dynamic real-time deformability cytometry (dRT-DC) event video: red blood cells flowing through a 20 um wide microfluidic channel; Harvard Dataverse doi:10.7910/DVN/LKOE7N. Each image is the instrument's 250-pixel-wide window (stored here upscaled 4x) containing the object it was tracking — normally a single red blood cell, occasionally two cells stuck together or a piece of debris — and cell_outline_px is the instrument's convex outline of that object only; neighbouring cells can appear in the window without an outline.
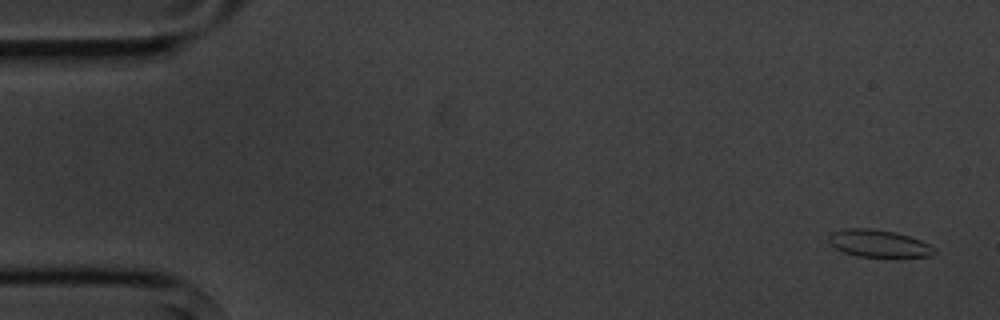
{"species": "common noctule bat (a hibernating species)", "species_latin": "Nyctalus noctula", "temperature_condition": "cold", "stored_images_in_passage": 5, "camera_frame_rate_fps": 3000, "um_per_image_px": 0.085, "animal": {"sex": "male", "body_mass_g": 20.1, "forearm_length_mm": 53.5}, "frame": {"image": 1, "passage_image": 1, "time_ms": 0.0, "image_size_px": [1000, 320], "cell_outline_px": [[936, 252], [928, 256], [856, 256], [844, 252], [836, 248], [828, 240], [828, 236], [832, 232], [844, 228], [872, 228], [896, 232], [920, 240], [936, 248]], "centroid_in_image_um": [74.66, 20.67], "position_along_channel_um": 10.3, "area_um2": 16.59}}